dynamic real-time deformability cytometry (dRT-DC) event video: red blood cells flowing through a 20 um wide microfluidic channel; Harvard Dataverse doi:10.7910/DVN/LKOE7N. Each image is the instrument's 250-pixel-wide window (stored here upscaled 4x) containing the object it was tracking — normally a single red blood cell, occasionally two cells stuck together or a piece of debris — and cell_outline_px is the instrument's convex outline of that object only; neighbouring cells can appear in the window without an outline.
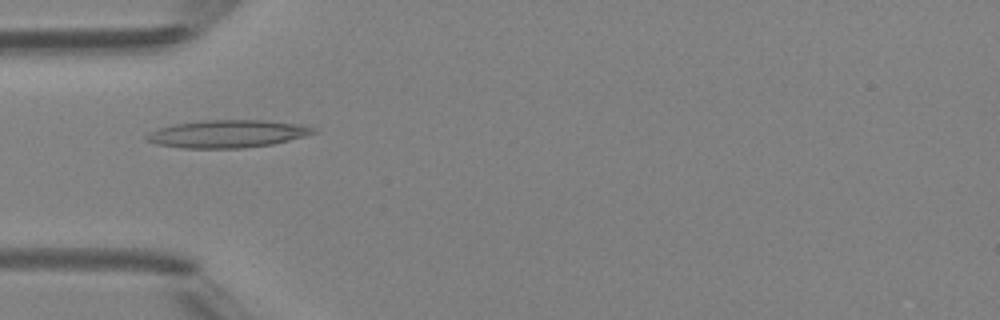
{"species": "Egyptian fruit bat (a non-hibernating species)", "species_latin": "Rousettus aegyptiacus", "temperature_condition": "room temperature", "stored_images_in_passage": 5, "camera_frame_rate_fps": 3000, "um_per_image_px": 0.085, "animal": {"sex": "female"}, "frame": {"image": 1, "passage_image": 4, "time_ms": 3.667, "image_size_px": [1000, 320], "cell_outline_px": [[320, 132], [272, 144], [244, 148], [184, 148], [156, 144], [144, 140], [144, 136], [160, 128], [176, 124], [204, 120], [264, 120], [300, 124], [316, 128]], "centroid_in_image_um": [19.36, 11.37], "position_along_channel_um": 65.6, "area_um2": 26.82}}
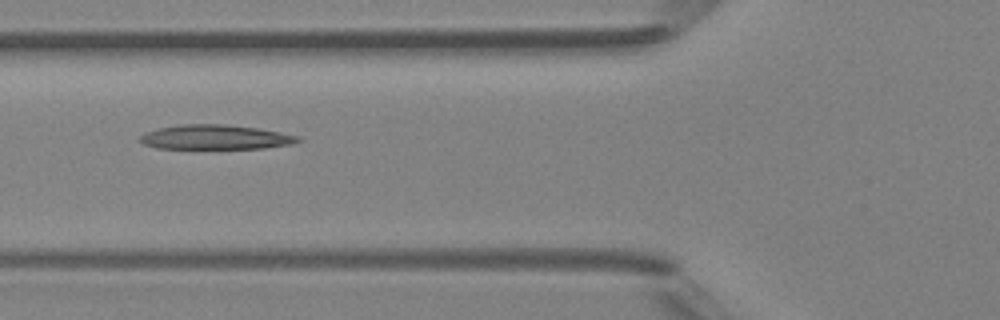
{"frame": {"image": 2, "passage_image": 5, "time_ms": 4.667, "image_size_px": [1000, 320], "cell_outline_px": [[304, 140], [292, 144], [264, 148], [156, 148], [144, 144], [140, 140], [140, 136], [156, 128], [180, 124], [224, 124], [256, 128], [280, 132], [300, 136]], "centroid_in_image_um": [18.34, 11.65], "position_along_channel_um": 107.5, "area_um2": 22.54}}